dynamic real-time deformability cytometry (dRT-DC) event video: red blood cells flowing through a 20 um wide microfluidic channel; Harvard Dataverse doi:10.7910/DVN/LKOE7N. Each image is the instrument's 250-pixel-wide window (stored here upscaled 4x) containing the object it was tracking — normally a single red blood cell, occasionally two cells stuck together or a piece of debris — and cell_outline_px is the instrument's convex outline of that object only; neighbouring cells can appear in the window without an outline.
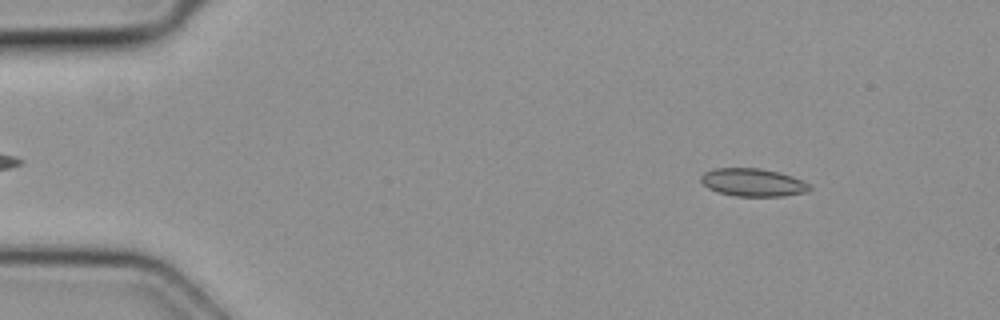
{"species": "common noctule bat (a hibernating species)", "species_latin": "Nyctalus noctula", "temperature_condition": "cold", "stored_images_in_passage": 4, "camera_frame_rate_fps": 3000, "um_per_image_px": 0.085, "animal": {"sex": "female", "body_mass_g": 19.3, "forearm_length_mm": 54.1}, "frame": {"image": 1, "passage_image": 1, "time_ms": 0.0, "image_size_px": [1000, 320], "cell_outline_px": [[812, 188], [808, 192], [784, 196], [736, 196], [716, 192], [708, 188], [700, 180], [700, 176], [704, 172], [712, 168], [760, 168], [780, 172], [792, 176], [812, 184]], "centroid_in_image_um": [64.02, 15.5], "position_along_channel_um": 21.0, "area_um2": 17.98}}